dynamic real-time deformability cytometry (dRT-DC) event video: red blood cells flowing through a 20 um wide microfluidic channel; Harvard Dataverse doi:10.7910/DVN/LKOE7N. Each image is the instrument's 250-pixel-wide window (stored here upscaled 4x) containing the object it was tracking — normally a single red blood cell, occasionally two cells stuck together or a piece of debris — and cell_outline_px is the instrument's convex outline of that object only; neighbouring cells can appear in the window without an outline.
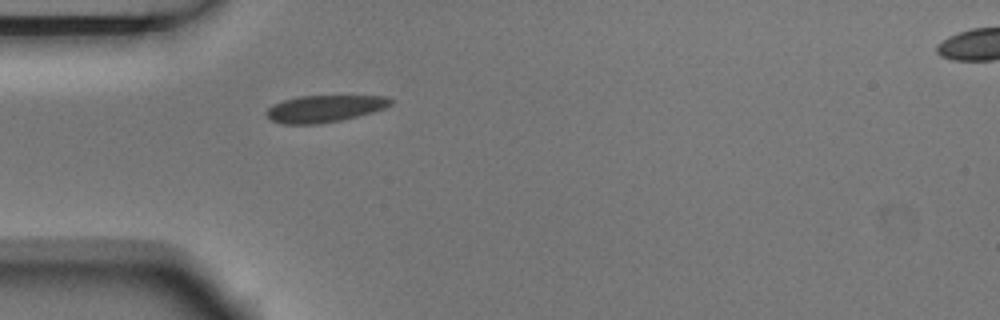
{"species": "Egyptian fruit bat (a non-hibernating species)", "species_latin": "Rousettus aegyptiacus", "temperature_condition": "room temperature", "stored_images_in_passage": 1, "camera_frame_rate_fps": 3000, "um_per_image_px": 0.085, "animal": {"sex": "male"}, "frame": {"image": 1, "passage_image": 1, "time_ms": 0.0, "image_size_px": [1000, 320], "cell_outline_px": [[392, 104], [384, 108], [372, 112], [340, 120], [316, 124], [280, 124], [272, 120], [264, 112], [268, 108], [284, 100], [300, 96], [388, 96], [392, 100]], "centroid_in_image_um": [27.58, 9.23], "position_along_channel_um": 57.4, "area_um2": 19.25}}